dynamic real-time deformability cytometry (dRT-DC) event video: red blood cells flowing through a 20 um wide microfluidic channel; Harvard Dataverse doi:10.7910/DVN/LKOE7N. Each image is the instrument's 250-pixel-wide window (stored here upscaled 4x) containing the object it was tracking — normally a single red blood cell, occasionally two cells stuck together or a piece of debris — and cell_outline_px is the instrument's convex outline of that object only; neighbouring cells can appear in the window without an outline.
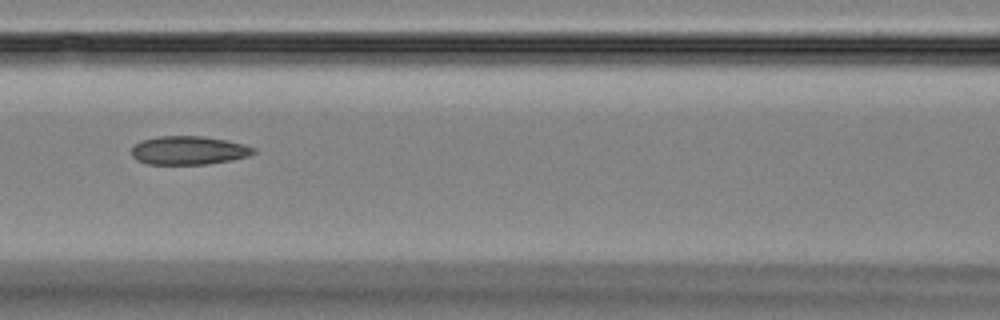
{"species": "Egyptian fruit bat (a non-hibernating species)", "species_latin": "Rousettus aegyptiacus", "temperature_condition": "room temperature", "stored_images_in_passage": 7, "camera_frame_rate_fps": 3000, "um_per_image_px": 0.085, "animal": {"sex": "female"}, "frame": {"image": 1, "passage_image": 5, "time_ms": 4.667, "image_size_px": [1000, 320], "cell_outline_px": [[256, 152], [248, 156], [232, 160], [204, 164], [148, 164], [136, 160], [132, 156], [132, 148], [140, 140], [156, 136], [200, 136], [224, 140], [244, 144], [256, 148]], "centroid_in_image_um": [16.02, 12.78], "position_along_channel_um": 150.6, "area_um2": 20.29}}
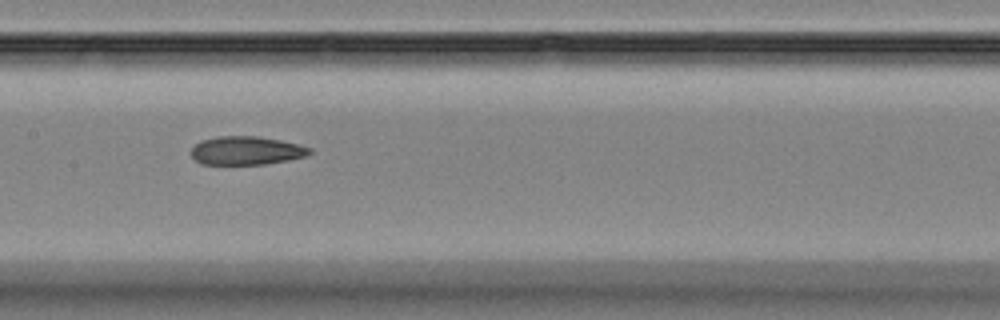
{"frame": {"image": 2, "passage_image": 6, "time_ms": 5.667, "image_size_px": [1000, 320], "cell_outline_px": [[312, 152], [308, 156], [288, 160], [264, 164], [200, 164], [192, 156], [192, 148], [200, 140], [216, 136], [260, 136], [300, 144], [312, 148]], "centroid_in_image_um": [20.97, 12.79], "position_along_channel_um": 186.4, "area_um2": 19.83}}
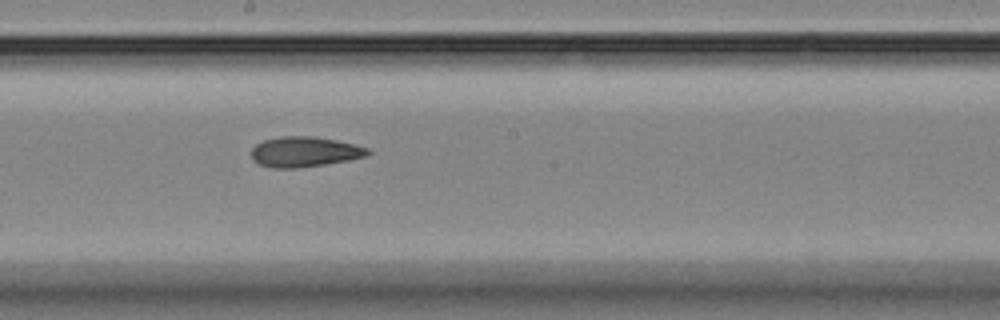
{"frame": {"image": 3, "passage_image": 7, "time_ms": 6.667, "image_size_px": [1000, 320], "cell_outline_px": [[372, 152], [368, 156], [348, 160], [324, 164], [296, 168], [272, 168], [260, 164], [252, 160], [252, 148], [256, 144], [264, 140], [280, 136], [316, 136], [336, 140], [368, 148]], "centroid_in_image_um": [25.89, 12.9], "position_along_channel_um": 222.3, "area_um2": 20.52}}